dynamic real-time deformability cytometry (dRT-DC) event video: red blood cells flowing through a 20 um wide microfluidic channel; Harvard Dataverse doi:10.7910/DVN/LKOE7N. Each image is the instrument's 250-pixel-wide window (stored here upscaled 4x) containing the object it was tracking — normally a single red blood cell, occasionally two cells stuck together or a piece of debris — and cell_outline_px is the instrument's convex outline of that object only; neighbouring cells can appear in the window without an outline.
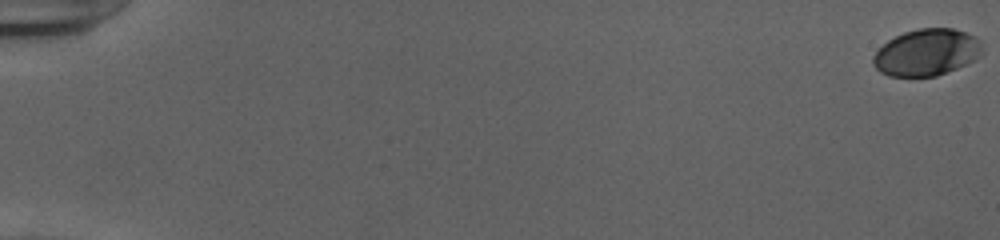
{"species": "human", "species_latin": "Homo sapiens", "temperature_condition": "cold", "stored_images_in_passage": 55, "camera_frame_rate_fps": 3000, "um_per_image_px": 0.085, "donor": {"sex": "female"}, "frame": {"image": 1, "passage_image": 1, "time_ms": 0.0, "image_size_px": [1000, 240], "cell_outline_px": [[980, 56], [976, 60], [936, 76], [888, 76], [880, 72], [872, 64], [872, 56], [888, 40], [904, 32], [920, 28], [952, 28], [976, 36], [980, 40]], "centroid_in_image_um": [78.75, 4.45], "position_along_channel_um": 6.2, "area_um2": 29.59}}
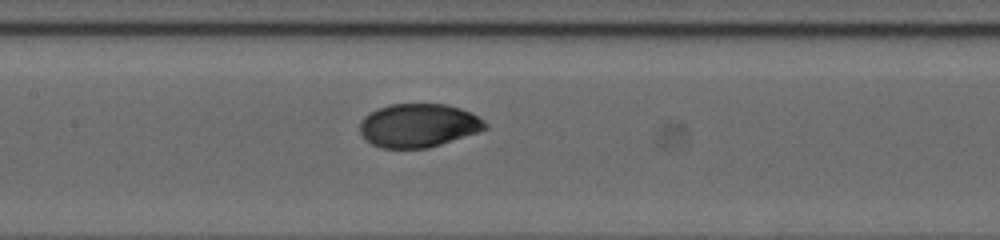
{"frame": {"image": 2, "passage_image": 29, "time_ms": 9.333, "image_size_px": [1000, 240], "cell_outline_px": [[488, 128], [428, 148], [380, 148], [372, 144], [360, 132], [360, 120], [364, 116], [376, 108], [388, 104], [448, 104], [460, 108], [484, 120], [488, 124]], "centroid_in_image_um": [35.54, 10.65], "position_along_channel_um": 171.9, "area_um2": 31.67}}
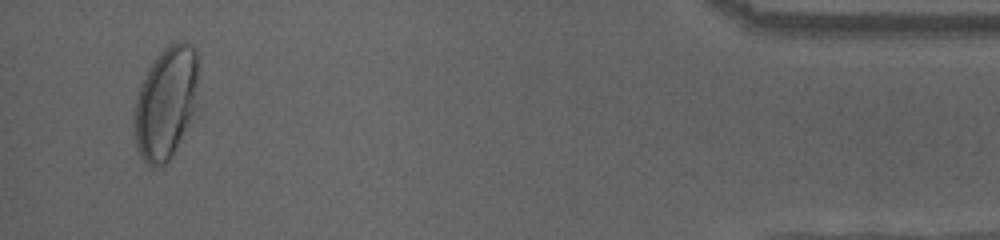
{"frame": {"image": 3, "passage_image": 53, "time_ms": 17.333, "image_size_px": [1000, 240], "cell_outline_px": [[200, 56], [192, 112], [172, 156], [164, 164], [156, 168], [148, 164], [140, 156], [136, 148], [132, 132], [132, 116], [140, 84], [148, 68], [156, 56], [168, 44], [180, 40], [184, 40], [196, 48]], "centroid_in_image_um": [14.04, 8.69], "position_along_channel_um": 421.2, "area_um2": 42.14}, "authors_computed_cell_mechanics": {"area_um2": 31.9056, "velocity_mm_per_s": 3.9269, "shape_relaxation_time_tau1_ms": 3.3076, "shape_relaxation_time_tau2_ms": null, "deformation_change_tau1": 0.1428, "deformation_change_tau2": null}}